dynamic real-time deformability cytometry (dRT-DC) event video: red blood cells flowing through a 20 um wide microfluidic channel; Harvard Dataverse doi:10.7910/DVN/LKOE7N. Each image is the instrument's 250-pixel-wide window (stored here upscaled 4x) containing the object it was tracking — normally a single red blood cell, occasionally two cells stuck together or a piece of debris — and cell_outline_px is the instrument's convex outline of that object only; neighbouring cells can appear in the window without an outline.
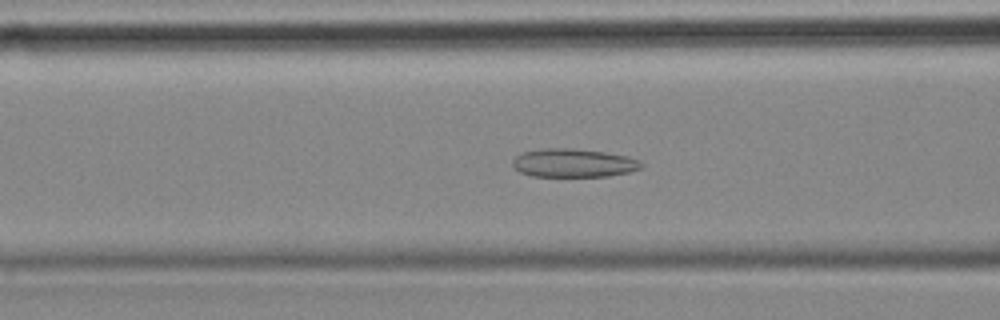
{"species": "common noctule bat (a hibernating species)", "species_latin": "Nyctalus noctula", "temperature_condition": "cold", "stored_images_in_passage": 56, "camera_frame_rate_fps": 3000, "um_per_image_px": 0.085, "animal": {"sex": "female", "body_mass_g": 18.4}, "frame": {"image": 1, "passage_image": 21, "time_ms": 6.667, "image_size_px": [1000, 320], "cell_outline_px": [[644, 164], [640, 168], [628, 172], [608, 176], [532, 176], [520, 172], [512, 164], [512, 160], [516, 156], [524, 152], [544, 148], [572, 148], [604, 152], [628, 156], [640, 160]], "centroid_in_image_um": [48.76, 13.85], "position_along_channel_um": 117.8, "area_um2": 21.27}}
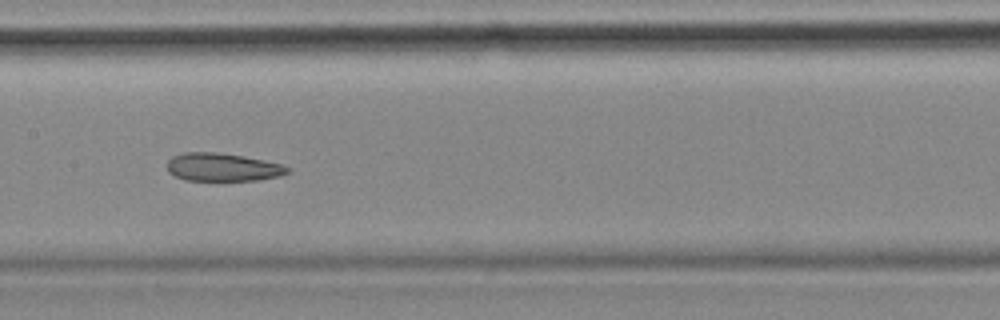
{"frame": {"image": 2, "passage_image": 27, "time_ms": 8.667, "image_size_px": [1000, 320], "cell_outline_px": [[292, 172], [280, 176], [260, 180], [184, 180], [168, 172], [168, 160], [172, 156], [184, 152], [216, 152], [244, 156], [264, 160], [280, 164], [288, 168]], "centroid_in_image_um": [18.93, 14.21], "position_along_channel_um": 188.5, "area_um2": 19.71}}
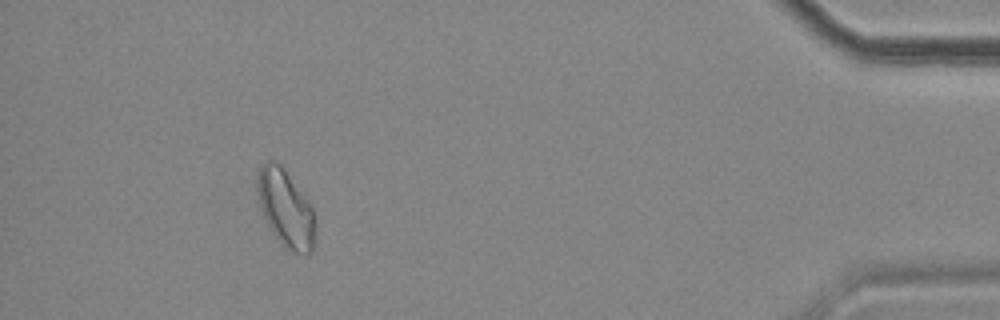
{"frame": {"image": 3, "passage_image": 51, "time_ms": 16.667, "image_size_px": [1000, 320], "cell_outline_px": [[316, 244], [312, 252], [308, 256], [292, 252], [284, 248], [280, 244], [268, 224], [264, 216], [256, 192], [256, 180], [260, 168], [268, 160], [276, 160], [280, 164], [312, 204], [316, 224]], "centroid_in_image_um": [24.34, 17.77], "position_along_channel_um": 410.9, "area_um2": 26.7}, "authors_computed_cell_mechanics": {"area_um2": 22.8021, "velocity_mm_per_s": 3.5346, "shape_relaxation_time_tau1_ms": null, "shape_relaxation_time_tau2_ms": 4.0846, "deformation_change_tau1": null, "deformation_change_tau2": 0.105}}